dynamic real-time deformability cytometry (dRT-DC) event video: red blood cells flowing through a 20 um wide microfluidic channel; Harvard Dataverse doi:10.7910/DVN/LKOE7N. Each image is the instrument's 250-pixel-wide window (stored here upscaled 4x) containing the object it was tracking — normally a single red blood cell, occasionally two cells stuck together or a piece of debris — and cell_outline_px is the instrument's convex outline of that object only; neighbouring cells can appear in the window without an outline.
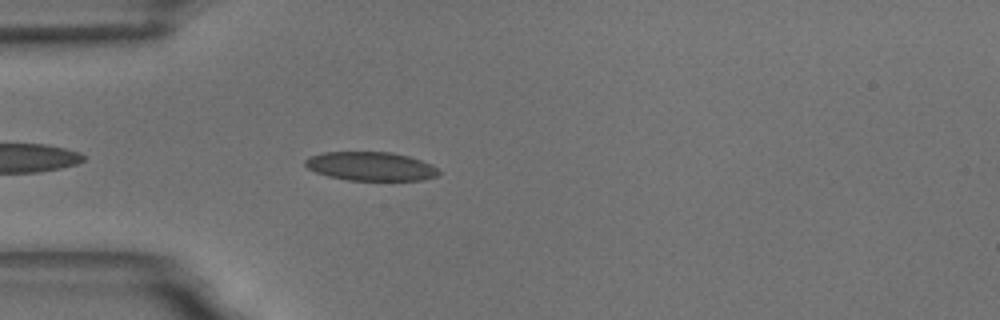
{"species": "common noctule bat (a hibernating species)", "species_latin": "Nyctalus noctula", "temperature_condition": "room temperature", "stored_images_in_passage": 40, "camera_frame_rate_fps": 3000, "um_per_image_px": 0.085, "animal": {"sex": "male", "body_mass_g": 18.8}, "frame": {"image": 1, "passage_image": 4, "time_ms": 1.0, "image_size_px": [1000, 320], "cell_outline_px": [[440, 172], [436, 176], [424, 180], [348, 180], [328, 176], [316, 172], [308, 168], [304, 164], [304, 160], [308, 156], [324, 152], [392, 152], [408, 156], [432, 164]], "centroid_in_image_um": [31.49, 14.13], "position_along_channel_um": 53.5, "area_um2": 22.43}}
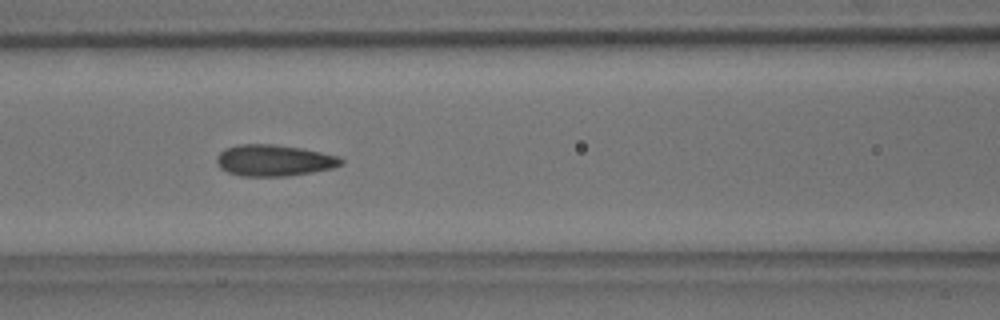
{"frame": {"image": 2, "passage_image": 12, "time_ms": 3.667, "image_size_px": [1000, 320], "cell_outline_px": [[344, 164], [332, 168], [312, 172], [288, 176], [240, 176], [228, 172], [220, 168], [216, 160], [216, 156], [224, 148], [240, 144], [272, 144], [300, 148], [340, 156], [344, 160]], "centroid_in_image_um": [23.29, 13.63], "position_along_channel_um": 143.3, "area_um2": 22.83}}
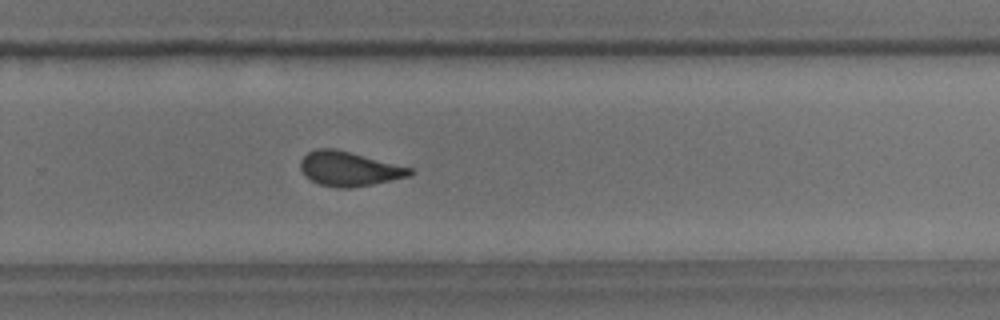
{"frame": {"image": 3, "passage_image": 25, "time_ms": 8.0, "image_size_px": [1000, 320], "cell_outline_px": [[416, 172], [408, 176], [372, 184], [352, 188], [336, 188], [320, 184], [312, 180], [300, 168], [300, 160], [308, 152], [316, 148], [336, 148], [412, 168]], "centroid_in_image_um": [29.67, 14.34], "position_along_channel_um": 300.1, "area_um2": 21.85}, "authors_computed_cell_mechanics": {"area_um2": 22.0218, "velocity_mm_per_s": 3.6281, "shape_relaxation_time_tau1_ms": 5.357, "shape_relaxation_time_tau2_ms": 1.4719, "deformation_change_tau1": 0.1415, "deformation_change_tau2": 0.0715}}